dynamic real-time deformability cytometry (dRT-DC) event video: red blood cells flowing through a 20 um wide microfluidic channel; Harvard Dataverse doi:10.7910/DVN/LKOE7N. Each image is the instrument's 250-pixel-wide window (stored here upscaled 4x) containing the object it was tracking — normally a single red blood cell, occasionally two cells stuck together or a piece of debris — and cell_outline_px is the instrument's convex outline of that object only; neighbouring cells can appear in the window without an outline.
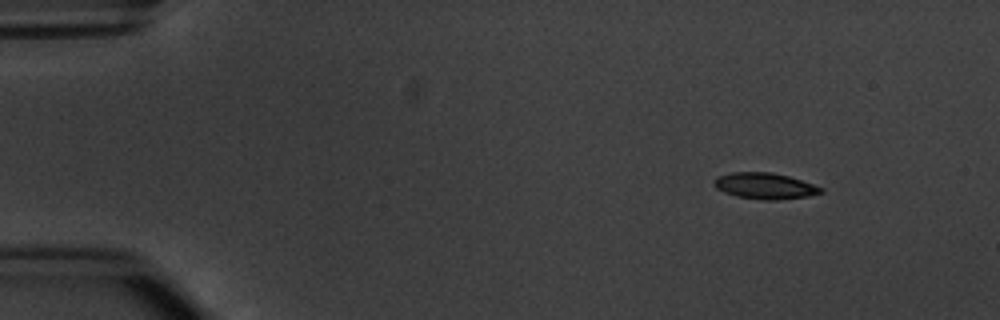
{"species": "common noctule bat (a hibernating species)", "species_latin": "Nyctalus noctula", "temperature_condition": "warm", "stored_images_in_passage": 4, "camera_frame_rate_fps": 3000, "um_per_image_px": 0.085, "animal": {"sex": "male", "body_mass_g": 20.1, "forearm_length_mm": 53.5}, "frame": {"image": 1, "passage_image": 1, "time_ms": 0.0, "image_size_px": [1000, 320], "cell_outline_px": [[824, 192], [808, 196], [776, 200], [764, 200], [736, 196], [724, 192], [716, 188], [712, 184], [712, 180], [720, 176], [732, 172], [772, 172], [788, 176], [824, 188]], "centroid_in_image_um": [65.0, 15.8], "position_along_channel_um": 20.0, "area_um2": 16.24}}